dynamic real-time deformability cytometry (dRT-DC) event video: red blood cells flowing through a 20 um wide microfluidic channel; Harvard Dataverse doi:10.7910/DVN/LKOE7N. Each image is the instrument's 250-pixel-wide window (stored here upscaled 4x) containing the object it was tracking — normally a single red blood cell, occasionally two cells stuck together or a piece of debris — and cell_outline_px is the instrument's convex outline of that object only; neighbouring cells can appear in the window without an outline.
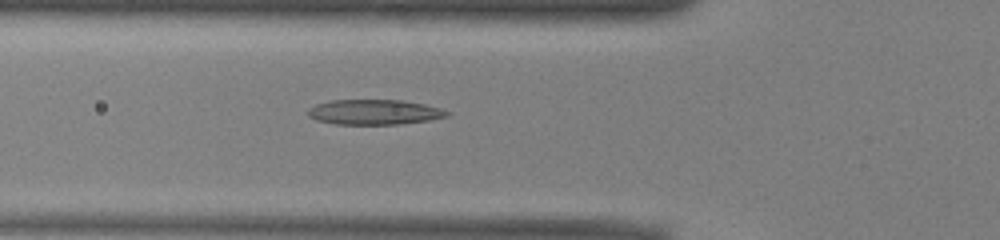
{"species": "common noctule bat (a hibernating species)", "species_latin": "Nyctalus noctula", "temperature_condition": "warm", "stored_images_in_passage": 51, "camera_frame_rate_fps": 3000, "um_per_image_px": 0.085, "animal": {"sex": "male", "body_mass_g": 13.0, "forearm_length_mm": 53.1}, "frame": {"image": 1, "passage_image": 18, "time_ms": 5.667, "image_size_px": [1000, 240], "cell_outline_px": [[452, 112], [448, 116], [428, 120], [400, 124], [336, 124], [316, 120], [308, 116], [308, 108], [316, 104], [328, 100], [400, 100], [424, 104], [440, 108]], "centroid_in_image_um": [31.8, 9.52], "position_along_channel_um": 94.0, "area_um2": 20.35}}
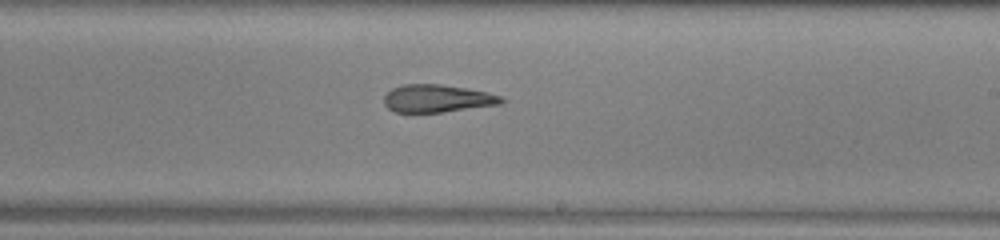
{"frame": {"image": 2, "passage_image": 30, "time_ms": 9.667, "image_size_px": [1000, 240], "cell_outline_px": [[504, 100], [500, 104], [440, 112], [396, 112], [388, 108], [384, 104], [384, 96], [392, 88], [404, 84], [440, 84], [468, 88], [488, 92], [500, 96]], "centroid_in_image_um": [37.14, 8.36], "position_along_channel_um": 251.9, "area_um2": 18.79}}
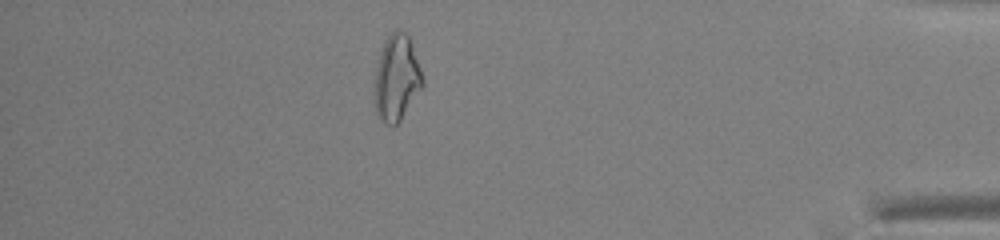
{"frame": {"image": 3, "passage_image": 45, "time_ms": 14.667, "image_size_px": [1000, 240], "cell_outline_px": [[424, 88], [400, 120], [392, 128], [376, 116], [372, 96], [372, 92], [376, 68], [380, 52], [384, 40], [388, 32], [396, 28], [400, 28], [408, 36], [420, 68], [424, 80]], "centroid_in_image_um": [33.68, 6.66], "position_along_channel_um": 401.5, "area_um2": 24.91}, "authors_computed_cell_mechanics": {"area_um2": 21.4438, "velocity_mm_per_s": 3.9458, "shape_relaxation_time_tau1_ms": null, "shape_relaxation_time_tau2_ms": 4.9286, "deformation_change_tau1": null, "deformation_change_tau2": 0.1664}}